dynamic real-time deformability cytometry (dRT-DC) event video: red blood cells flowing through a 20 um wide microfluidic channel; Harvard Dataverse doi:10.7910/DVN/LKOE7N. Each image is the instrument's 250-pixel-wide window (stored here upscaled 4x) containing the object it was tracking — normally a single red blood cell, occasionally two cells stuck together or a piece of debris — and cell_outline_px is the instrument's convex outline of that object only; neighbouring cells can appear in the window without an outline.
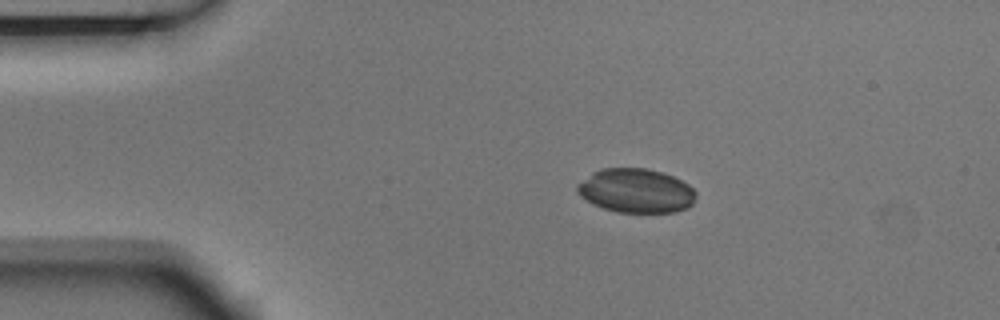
{"species": "Egyptian fruit bat (a non-hibernating species)", "species_latin": "Rousettus aegyptiacus", "temperature_condition": "room temperature", "stored_images_in_passage": 4, "camera_frame_rate_fps": 3000, "um_per_image_px": 0.085, "animal": {"sex": "male"}, "frame": {"image": 1, "passage_image": 3, "time_ms": 0.667, "image_size_px": [1000, 320], "cell_outline_px": [[696, 196], [692, 204], [688, 208], [676, 212], [616, 212], [592, 204], [580, 196], [576, 192], [576, 184], [592, 172], [600, 168], [648, 168], [664, 172], [688, 184], [696, 192]], "centroid_in_image_um": [54.04, 16.2], "position_along_channel_um": 31.0, "area_um2": 30.81}}